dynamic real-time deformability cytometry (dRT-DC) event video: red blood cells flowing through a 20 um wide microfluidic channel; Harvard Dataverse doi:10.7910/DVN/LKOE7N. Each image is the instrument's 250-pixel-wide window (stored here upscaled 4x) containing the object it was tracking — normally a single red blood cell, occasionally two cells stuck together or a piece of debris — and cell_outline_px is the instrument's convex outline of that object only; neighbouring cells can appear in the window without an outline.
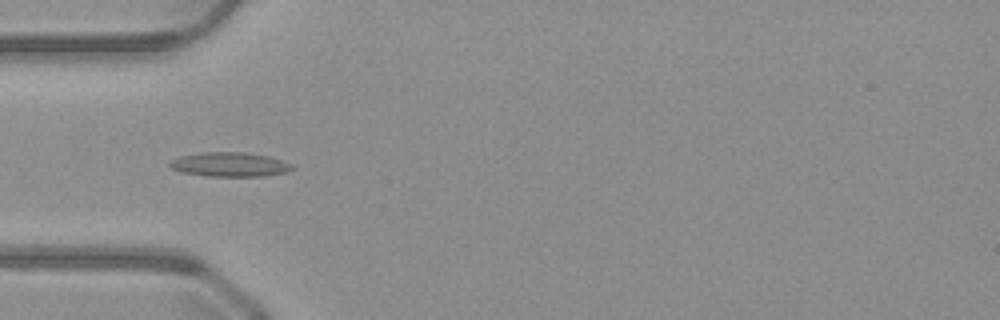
{"species": "common noctule bat (a hibernating species)", "species_latin": "Nyctalus noctula", "temperature_condition": "warm", "stored_images_in_passage": 38, "camera_frame_rate_fps": 3000, "um_per_image_px": 0.085, "animal": {"sex": "male", "body_mass_g": 23.1, "forearm_length_mm": 52.7}, "frame": {"image": 1, "passage_image": 3, "time_ms": 0.667, "image_size_px": [1000, 320], "cell_outline_px": [[296, 168], [284, 172], [264, 176], [208, 176], [180, 172], [172, 168], [168, 164], [172, 160], [180, 156], [200, 152], [248, 152], [268, 156], [292, 164]], "centroid_in_image_um": [19.52, 13.97], "position_along_channel_um": 65.5, "area_um2": 17.34}}
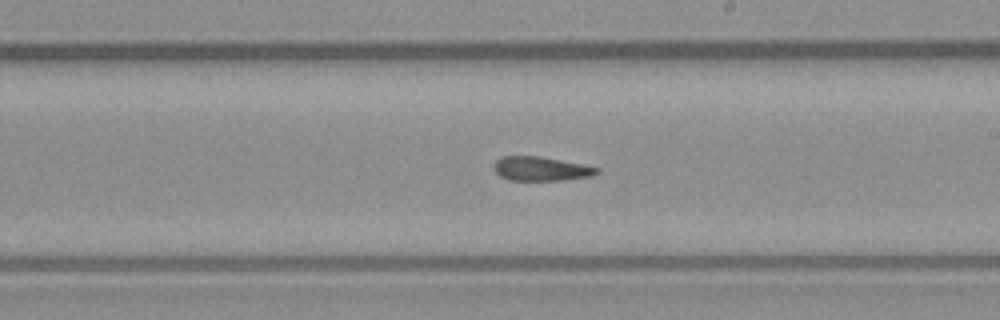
{"frame": {"image": 2, "passage_image": 16, "time_ms": 5.0, "image_size_px": [1000, 320], "cell_outline_px": [[600, 172], [592, 176], [564, 180], [508, 180], [500, 176], [496, 172], [492, 164], [500, 156], [540, 156], [584, 164], [600, 168]], "centroid_in_image_um": [45.99, 14.34], "position_along_channel_um": 243.0, "area_um2": 14.68}}
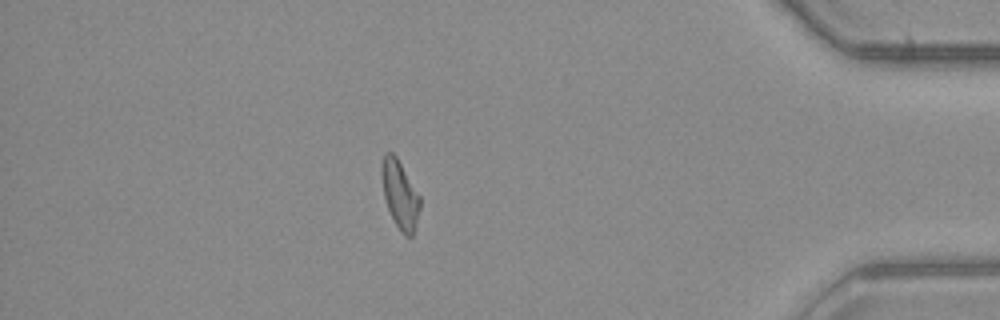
{"frame": {"image": 3, "passage_image": 31, "time_ms": 10.0, "image_size_px": [1000, 320], "cell_outline_px": [[420, 208], [416, 224], [412, 236], [404, 236], [400, 232], [388, 208], [384, 196], [380, 172], [380, 168], [384, 156], [388, 152], [392, 152], [396, 156], [420, 196]], "centroid_in_image_um": [33.99, 16.54], "position_along_channel_um": 401.2, "area_um2": 15.03}}